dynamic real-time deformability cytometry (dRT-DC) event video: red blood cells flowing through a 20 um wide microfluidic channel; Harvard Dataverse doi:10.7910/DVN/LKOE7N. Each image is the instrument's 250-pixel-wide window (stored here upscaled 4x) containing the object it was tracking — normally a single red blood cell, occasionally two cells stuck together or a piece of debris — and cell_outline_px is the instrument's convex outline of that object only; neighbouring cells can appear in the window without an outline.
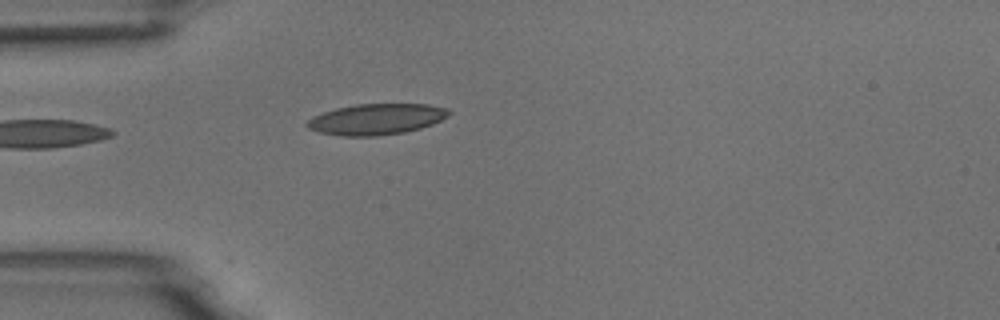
{"species": "common noctule bat (a hibernating species)", "species_latin": "Nyctalus noctula", "temperature_condition": "room temperature", "stored_images_in_passage": 5, "camera_frame_rate_fps": 3000, "um_per_image_px": 0.085, "animal": {"sex": "male", "body_mass_g": 18.8}, "frame": {"image": 1, "passage_image": 5, "time_ms": 4.667, "image_size_px": [1000, 320], "cell_outline_px": [[452, 112], [448, 116], [432, 124], [420, 128], [404, 132], [376, 136], [340, 136], [320, 132], [308, 128], [304, 124], [312, 116], [336, 108], [356, 104], [428, 104], [448, 108]], "centroid_in_image_um": [31.99, 10.13], "position_along_channel_um": 53.0, "area_um2": 25.61}}